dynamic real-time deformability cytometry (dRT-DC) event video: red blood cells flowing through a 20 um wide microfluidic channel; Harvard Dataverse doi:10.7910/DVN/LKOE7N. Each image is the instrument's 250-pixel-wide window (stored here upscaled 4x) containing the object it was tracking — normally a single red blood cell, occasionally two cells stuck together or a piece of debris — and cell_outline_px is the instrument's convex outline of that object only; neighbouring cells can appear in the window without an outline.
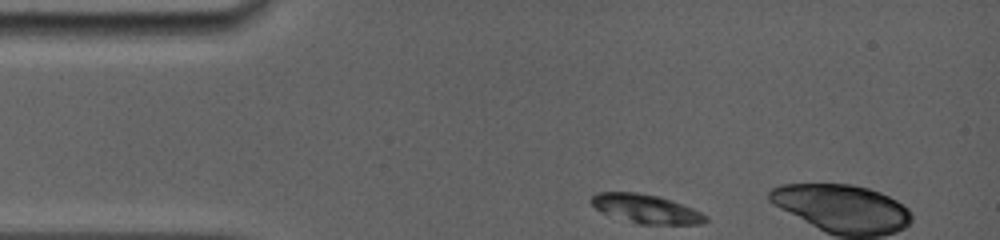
{"species": "common noctule bat (a hibernating species)", "species_latin": "Nyctalus noctula", "temperature_condition": "room temperature", "stored_images_in_passage": 4, "camera_frame_rate_fps": 5000, "um_per_image_px": 0.085, "animal": {"sex": "female", "body_mass_g": 19.0, "forearm_length_mm": 56.7}, "frame": {"image": 1, "passage_image": 1, "time_ms": 0.0, "image_size_px": [1000, 240], "cell_outline_px": [[708, 220], [700, 224], [636, 224], [600, 212], [588, 200], [596, 192], [636, 192], [660, 196], [692, 208], [708, 216]], "centroid_in_image_um": [54.87, 17.75], "position_along_channel_um": 30.1, "area_um2": 19.31}}